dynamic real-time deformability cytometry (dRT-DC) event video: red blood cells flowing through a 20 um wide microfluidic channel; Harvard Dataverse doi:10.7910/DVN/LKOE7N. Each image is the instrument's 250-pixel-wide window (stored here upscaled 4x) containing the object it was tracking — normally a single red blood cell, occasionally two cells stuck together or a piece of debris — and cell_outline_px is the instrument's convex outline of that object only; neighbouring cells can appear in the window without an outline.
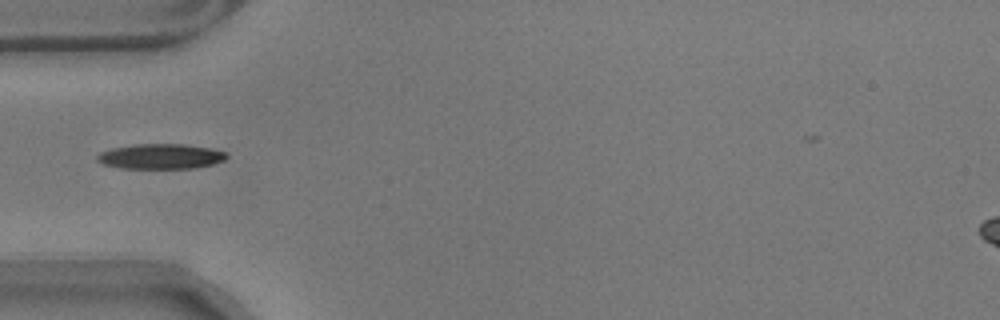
{"species": "common noctule bat (a hibernating species)", "species_latin": "Nyctalus noctula", "temperature_condition": "warm", "stored_images_in_passage": 39, "camera_frame_rate_fps": 3000, "um_per_image_px": 0.085, "animal": {"sex": "male", "body_mass_g": 17.9}, "frame": {"image": 1, "passage_image": 1, "time_ms": 0.0, "image_size_px": [1000, 320], "cell_outline_px": [[228, 156], [224, 160], [212, 164], [196, 168], [124, 168], [104, 164], [96, 160], [96, 156], [100, 152], [112, 148], [136, 144], [184, 144], [212, 148], [228, 152]], "centroid_in_image_um": [13.7, 13.28], "position_along_channel_um": 71.3, "area_um2": 18.96}}
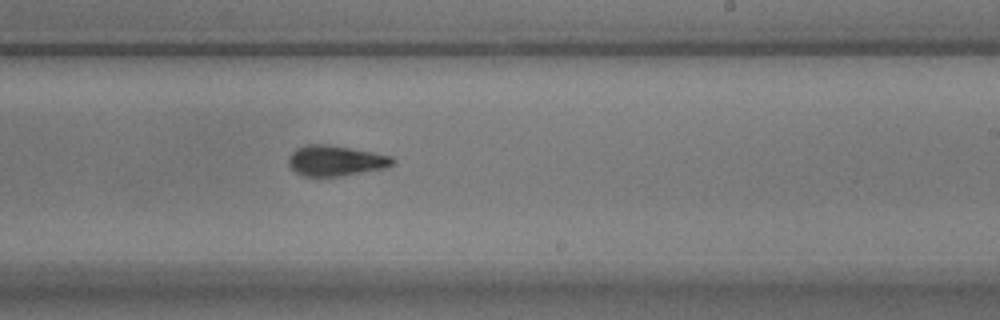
{"frame": {"image": 2, "passage_image": 17, "time_ms": 5.333, "image_size_px": [1000, 320], "cell_outline_px": [[396, 160], [392, 164], [384, 168], [340, 176], [304, 176], [296, 172], [288, 164], [288, 156], [296, 148], [308, 144], [328, 144], [372, 152], [392, 156]], "centroid_in_image_um": [28.5, 13.65], "position_along_channel_um": 260.5, "area_um2": 18.38}}
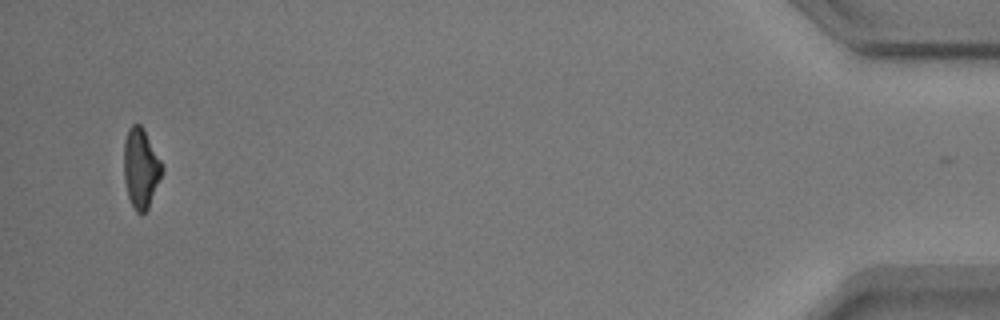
{"frame": {"image": 3, "passage_image": 38, "time_ms": 12.333, "image_size_px": [1000, 320], "cell_outline_px": [[164, 172], [148, 208], [144, 212], [136, 212], [128, 196], [124, 180], [124, 140], [128, 128], [132, 124], [140, 124], [144, 128], [164, 168]], "centroid_in_image_um": [11.98, 14.27], "position_along_channel_um": 423.2, "area_um2": 17.8}}